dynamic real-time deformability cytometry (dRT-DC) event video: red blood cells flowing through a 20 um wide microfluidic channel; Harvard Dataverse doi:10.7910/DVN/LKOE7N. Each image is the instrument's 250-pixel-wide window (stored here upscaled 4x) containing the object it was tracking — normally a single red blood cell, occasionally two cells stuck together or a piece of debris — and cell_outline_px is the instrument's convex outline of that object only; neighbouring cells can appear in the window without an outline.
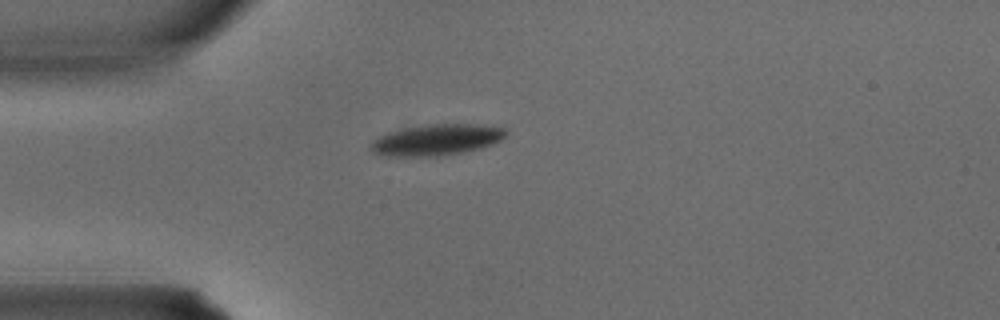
{"species": "common noctule bat (a hibernating species)", "species_latin": "Nyctalus noctula", "temperature_condition": "warm", "stored_images_in_passage": 1, "camera_frame_rate_fps": 3000, "um_per_image_px": 0.085, "animal": {"sex": "male", "body_mass_g": 15.6}, "frame": {"image": 1, "passage_image": 1, "time_ms": 0.0, "image_size_px": [1000, 320], "cell_outline_px": [[508, 132], [500, 140], [492, 144], [480, 148], [464, 152], [444, 156], [384, 156], [372, 152], [372, 140], [388, 132], [400, 128], [428, 124], [472, 124], [508, 128]], "centroid_in_image_um": [37.11, 11.88], "position_along_channel_um": 47.9, "area_um2": 24.62}}